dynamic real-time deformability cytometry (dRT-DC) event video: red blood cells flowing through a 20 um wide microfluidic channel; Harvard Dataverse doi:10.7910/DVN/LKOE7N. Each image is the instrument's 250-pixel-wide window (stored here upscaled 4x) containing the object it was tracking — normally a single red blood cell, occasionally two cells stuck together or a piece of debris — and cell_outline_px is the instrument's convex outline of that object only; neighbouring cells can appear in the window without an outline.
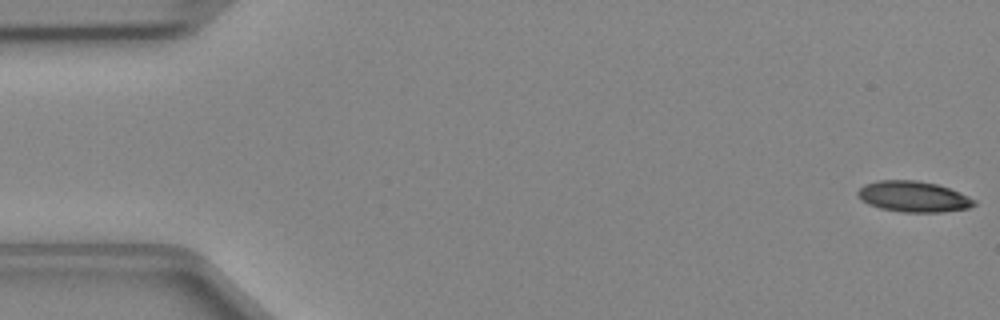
{"species": "Egyptian fruit bat (a non-hibernating species)", "species_latin": "Rousettus aegyptiacus", "temperature_condition": "cold", "stored_images_in_passage": 47, "camera_frame_rate_fps": 3000, "um_per_image_px": 0.085, "animal": {"sex": "female"}, "frame": {"image": 1, "passage_image": 1, "time_ms": 0.0, "image_size_px": [1000, 320], "cell_outline_px": [[976, 204], [968, 208], [940, 212], [904, 212], [880, 208], [868, 204], [860, 200], [856, 192], [864, 184], [876, 180], [916, 180], [936, 184], [960, 192], [976, 200]], "centroid_in_image_um": [77.61, 16.7], "position_along_channel_um": 7.4, "area_um2": 20.92}}
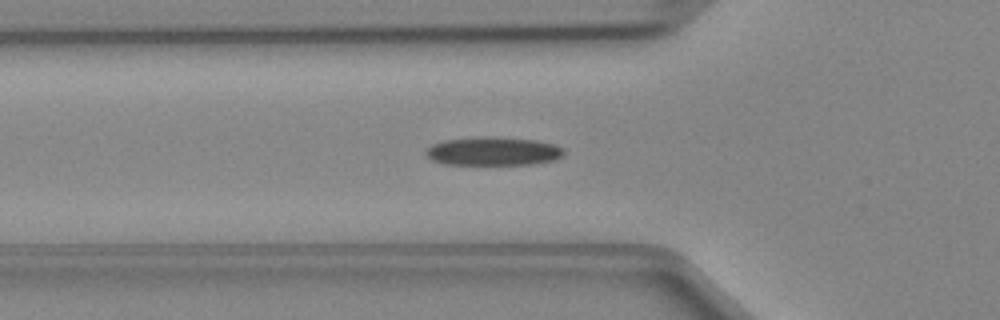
{"frame": {"image": 2, "passage_image": 16, "time_ms": 5.0, "image_size_px": [1000, 320], "cell_outline_px": [[564, 156], [556, 160], [532, 164], [444, 164], [432, 160], [424, 152], [432, 144], [444, 140], [480, 136], [492, 136], [536, 140], [552, 144], [564, 148]], "centroid_in_image_um": [41.94, 12.85], "position_along_channel_um": 83.9, "area_um2": 23.06}}
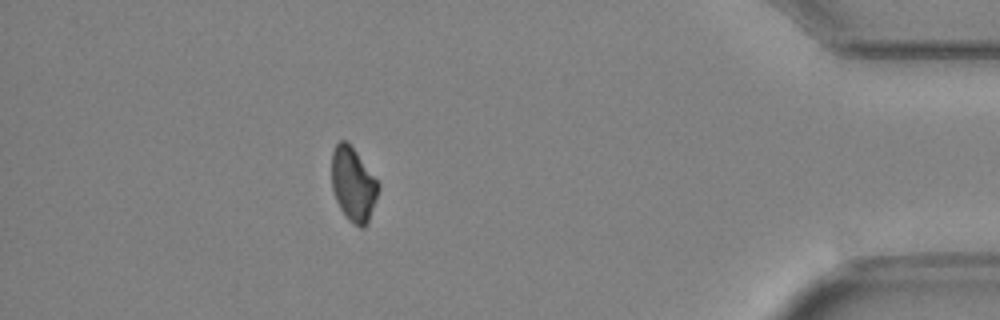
{"frame": {"image": 3, "passage_image": 42, "time_ms": 13.667, "image_size_px": [1000, 320], "cell_outline_px": [[380, 188], [368, 220], [364, 228], [360, 228], [348, 220], [340, 208], [336, 200], [332, 188], [332, 152], [336, 144], [340, 140], [344, 140], [356, 152], [380, 184]], "centroid_in_image_um": [30.02, 15.69], "position_along_channel_um": 405.2, "area_um2": 19.83}}